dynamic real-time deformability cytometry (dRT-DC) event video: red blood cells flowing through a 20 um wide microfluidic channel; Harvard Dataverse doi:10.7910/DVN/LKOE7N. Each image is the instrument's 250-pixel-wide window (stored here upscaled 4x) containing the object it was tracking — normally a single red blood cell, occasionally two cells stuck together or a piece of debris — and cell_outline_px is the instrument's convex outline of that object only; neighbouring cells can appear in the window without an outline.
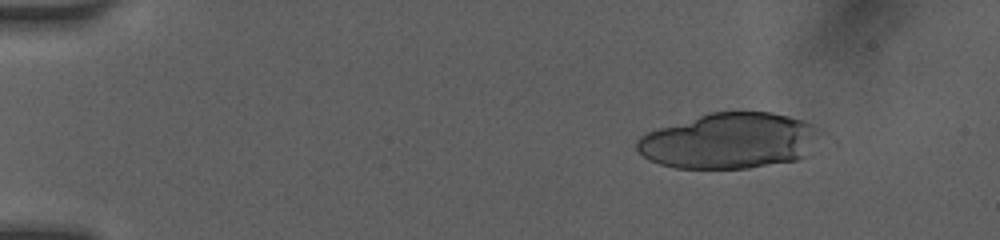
{"species": "human", "species_latin": "Homo sapiens", "temperature_condition": "room temperature", "stored_images_in_passage": 22, "camera_frame_rate_fps": 3000, "um_per_image_px": 0.085, "donor": {"sex": "female"}, "frame": {"image": 1, "passage_image": 3, "time_ms": 1.667, "image_size_px": [1000, 240], "cell_outline_px": [[828, 136], [796, 160], [748, 168], [676, 168], [660, 164], [644, 156], [636, 148], [636, 140], [640, 136], [648, 132], [708, 112], [772, 112], [788, 116], [812, 124], [820, 128]], "centroid_in_image_um": [62.08, 11.96], "position_along_channel_um": 22.9, "area_um2": 59.65}}
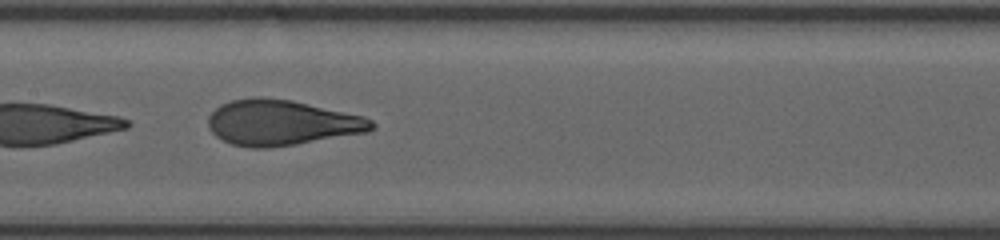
{"frame": {"image": 2, "passage_image": 11, "time_ms": 8.333, "image_size_px": [1000, 240], "cell_outline_px": [[376, 128], [368, 132], [296, 144], [268, 148], [252, 148], [232, 144], [216, 136], [208, 128], [208, 116], [220, 104], [232, 100], [256, 96], [264, 96], [292, 100], [364, 116], [372, 120], [376, 124]], "centroid_in_image_um": [23.93, 10.42], "position_along_channel_um": 183.5, "area_um2": 43.58}}
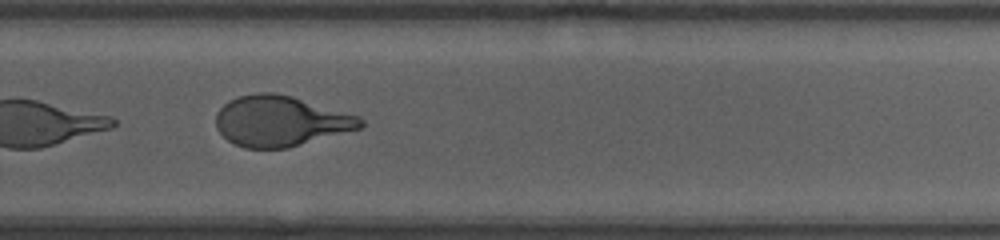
{"frame": {"image": 3, "passage_image": 15, "time_ms": 11.333, "image_size_px": [1000, 240], "cell_outline_px": [[364, 124], [360, 128], [288, 148], [244, 148], [228, 140], [216, 128], [216, 112], [228, 100], [240, 96], [256, 92], [272, 92], [292, 96], [360, 116], [364, 120]], "centroid_in_image_um": [23.83, 10.28], "position_along_channel_um": 306.0, "area_um2": 42.48}, "authors_computed_cell_mechanics": {"area_um2": 43.1188, "velocity_mm_per_s": 4.1265, "shape_relaxation_time_tau1_ms": 4.1853, "shape_relaxation_time_tau2_ms": null, "deformation_change_tau1": 0.1727, "deformation_change_tau2": null}}